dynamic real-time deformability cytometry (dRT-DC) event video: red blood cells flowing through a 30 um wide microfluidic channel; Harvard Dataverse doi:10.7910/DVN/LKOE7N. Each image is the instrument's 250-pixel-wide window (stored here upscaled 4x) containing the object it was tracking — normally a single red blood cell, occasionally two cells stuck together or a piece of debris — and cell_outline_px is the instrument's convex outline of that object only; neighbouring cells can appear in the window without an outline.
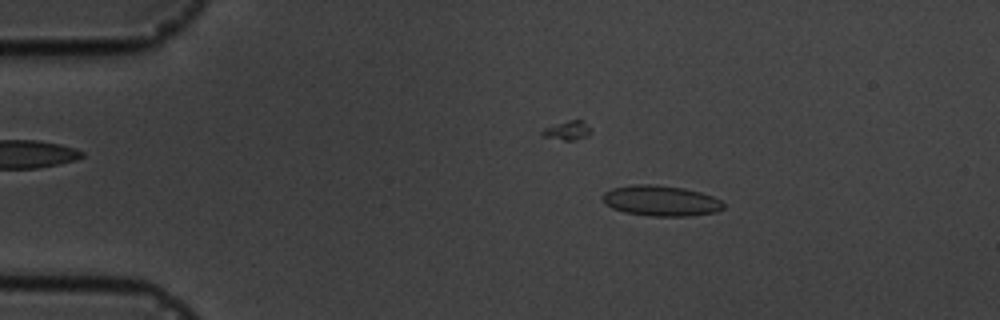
{"species": "common noctule bat (a hibernating species)", "species_latin": "Nyctalus noctula", "temperature_condition": "cold", "stored_images_in_passage": 5, "camera_frame_rate_fps": 3000, "um_per_image_px": 0.085, "animal": {"sex": "male", "body_mass_g": 19.5, "forearm_length_mm": 54.6}, "frame": {"image": 1, "passage_image": 2, "time_ms": 1.333, "image_size_px": [1000, 320], "cell_outline_px": [[724, 208], [716, 212], [692, 216], [652, 216], [624, 212], [612, 208], [600, 196], [604, 192], [612, 188], [636, 184], [656, 184], [684, 188], [700, 192], [712, 196], [720, 200], [724, 204]], "centroid_in_image_um": [56.18, 17.06], "position_along_channel_um": 28.8, "area_um2": 21.56}}